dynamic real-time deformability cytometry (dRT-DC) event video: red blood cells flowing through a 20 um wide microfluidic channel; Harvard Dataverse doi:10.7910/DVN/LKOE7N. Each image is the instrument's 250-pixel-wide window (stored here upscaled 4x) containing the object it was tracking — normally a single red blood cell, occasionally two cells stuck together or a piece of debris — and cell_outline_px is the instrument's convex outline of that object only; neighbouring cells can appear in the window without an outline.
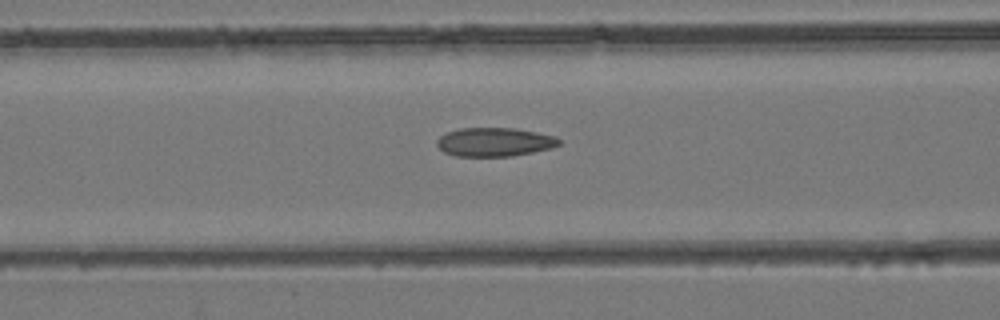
{"species": "common noctule bat (a hibernating species)", "species_latin": "Nyctalus noctula", "temperature_condition": "room temperature", "stored_images_in_passage": 31, "camera_frame_rate_fps": 3000, "um_per_image_px": 0.085, "animal": {"sex": "female", "body_mass_g": 24.6, "forearm_length_mm": 56.2}, "frame": {"image": 1, "passage_image": 13, "time_ms": 4.0, "image_size_px": [1000, 320], "cell_outline_px": [[560, 144], [552, 148], [512, 156], [456, 156], [444, 152], [436, 144], [436, 140], [440, 136], [448, 132], [460, 128], [516, 128], [556, 136], [560, 140]], "centroid_in_image_um": [42.04, 12.07], "position_along_channel_um": 124.6, "area_um2": 20.46}}
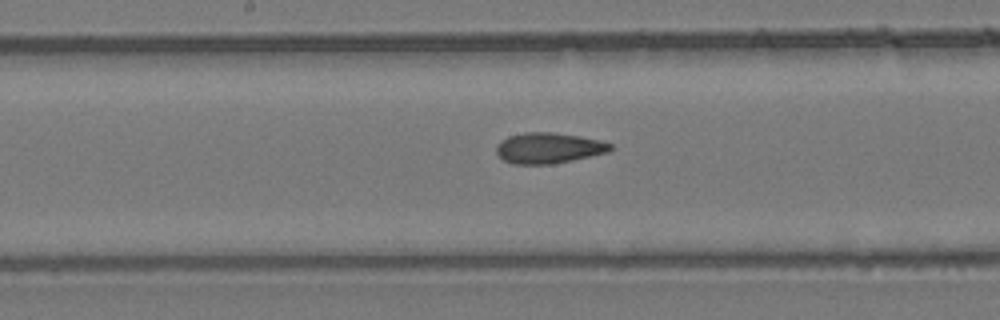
{"frame": {"image": 2, "passage_image": 18, "time_ms": 5.667, "image_size_px": [1000, 320], "cell_outline_px": [[612, 148], [608, 152], [572, 160], [552, 164], [512, 164], [504, 160], [496, 152], [496, 148], [508, 136], [524, 132], [552, 132], [580, 136], [600, 140], [612, 144]], "centroid_in_image_um": [46.65, 12.58], "position_along_channel_um": 201.6, "area_um2": 20.23}}
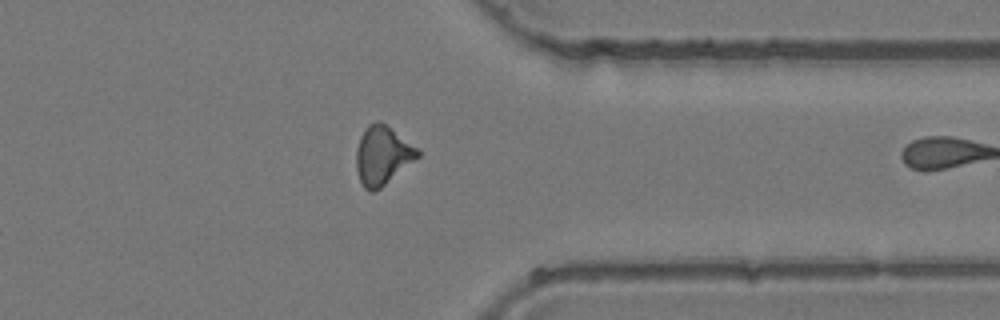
{"frame": {"image": 3, "passage_image": 30, "time_ms": 9.667, "image_size_px": [1000, 320], "cell_outline_px": [[420, 156], [380, 188], [372, 192], [368, 192], [364, 188], [360, 180], [356, 168], [356, 148], [360, 136], [364, 128], [368, 124], [376, 120], [380, 120], [416, 148], [420, 152]], "centroid_in_image_um": [32.47, 13.2], "position_along_channel_um": 378.9, "area_um2": 20.81}}